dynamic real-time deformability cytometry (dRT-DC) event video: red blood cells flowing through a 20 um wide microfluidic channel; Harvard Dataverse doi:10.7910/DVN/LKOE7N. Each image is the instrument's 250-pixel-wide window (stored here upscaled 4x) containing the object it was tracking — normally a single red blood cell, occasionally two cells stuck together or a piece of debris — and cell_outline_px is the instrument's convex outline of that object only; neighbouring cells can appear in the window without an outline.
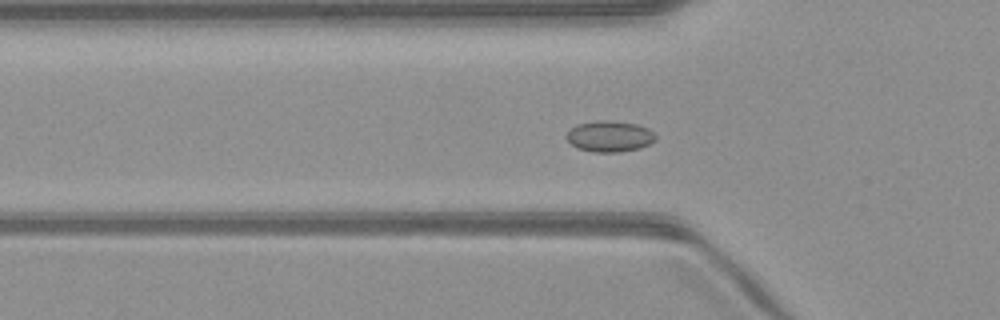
{"species": "common noctule bat (a hibernating species)", "species_latin": "Nyctalus noctula", "temperature_condition": "warm", "stored_images_in_passage": 49, "camera_frame_rate_fps": 3000, "um_per_image_px": 0.085, "animal": {"sex": "male", "body_mass_g": 23.1, "forearm_length_mm": 52.7}, "frame": {"image": 1, "passage_image": 15, "time_ms": 4.667, "image_size_px": [1000, 320], "cell_outline_px": [[656, 140], [640, 148], [620, 152], [592, 152], [576, 148], [564, 136], [576, 124], [596, 120], [612, 120], [636, 124], [648, 128], [656, 136]], "centroid_in_image_um": [51.8, 11.58], "position_along_channel_um": 74.0, "area_um2": 16.24}}
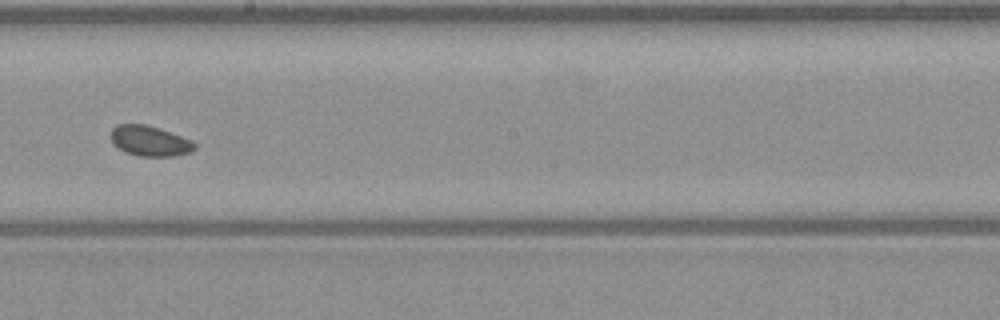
{"frame": {"image": 2, "passage_image": 27, "time_ms": 8.667, "image_size_px": [1000, 320], "cell_outline_px": [[196, 148], [192, 152], [176, 156], [140, 156], [124, 152], [112, 144], [108, 136], [112, 128], [116, 124], [144, 124], [160, 128], [192, 140], [196, 144]], "centroid_in_image_um": [12.7, 11.98], "position_along_channel_um": 235.5, "area_um2": 15.2}}
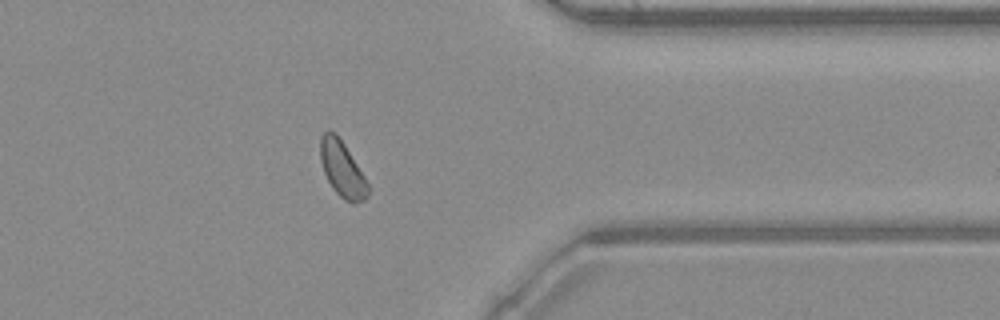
{"frame": {"image": 3, "passage_image": 39, "time_ms": 12.667, "image_size_px": [1000, 320], "cell_outline_px": [[368, 196], [364, 200], [356, 204], [352, 204], [344, 200], [332, 188], [324, 172], [320, 160], [320, 136], [328, 128], [336, 132], [344, 144], [364, 176], [368, 184]], "centroid_in_image_um": [29.07, 14.36], "position_along_channel_um": 382.3, "area_um2": 15.55}, "authors_computed_cell_mechanics": {"area_um2": 15.5482, "velocity_mm_per_s": 4.0155, "shape_relaxation_time_tau1_ms": null, "shape_relaxation_time_tau2_ms": 4.9821, "deformation_change_tau1": null, "deformation_change_tau2": 0.0756}}